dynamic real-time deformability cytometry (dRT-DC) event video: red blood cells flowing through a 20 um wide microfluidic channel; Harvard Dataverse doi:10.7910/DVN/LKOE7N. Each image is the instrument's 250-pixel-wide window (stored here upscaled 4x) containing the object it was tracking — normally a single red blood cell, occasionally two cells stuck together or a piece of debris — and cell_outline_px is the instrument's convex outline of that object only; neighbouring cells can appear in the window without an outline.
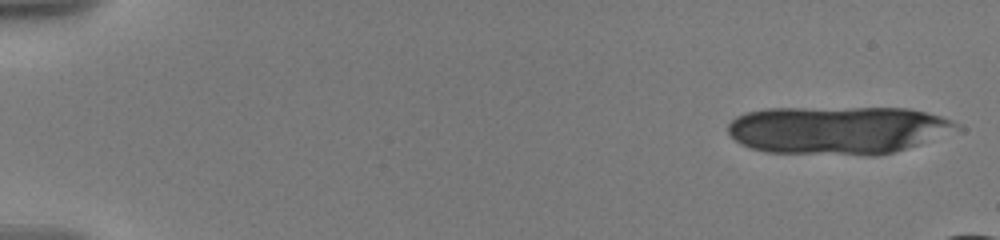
{"species": "human", "species_latin": "Homo sapiens", "temperature_condition": "warm", "stored_images_in_passage": 13, "camera_frame_rate_fps": 3000, "um_per_image_px": 0.085, "donor": {"sex": "male"}, "frame": {"image": 1, "passage_image": 1, "time_ms": 0.0, "image_size_px": [1000, 240], "cell_outline_px": [[964, 128], [892, 152], [876, 156], [868, 156], [764, 152], [740, 144], [728, 132], [728, 124], [736, 116], [744, 112], [764, 108], [908, 108], [940, 116], [952, 120], [960, 124]], "centroid_in_image_um": [71.18, 11.05], "position_along_channel_um": 13.8, "area_um2": 64.39}}